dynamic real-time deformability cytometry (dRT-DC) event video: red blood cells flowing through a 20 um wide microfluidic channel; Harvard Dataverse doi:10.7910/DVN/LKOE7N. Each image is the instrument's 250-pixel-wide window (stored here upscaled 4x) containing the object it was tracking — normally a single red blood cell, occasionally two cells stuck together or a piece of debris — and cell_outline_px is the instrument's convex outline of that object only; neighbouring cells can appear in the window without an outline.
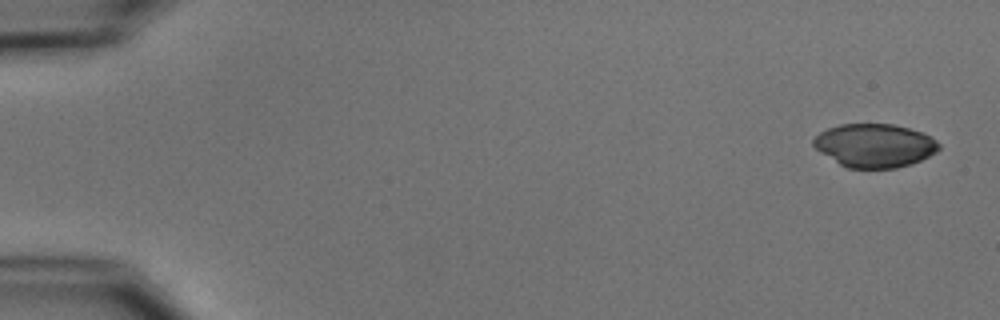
{"species": "common noctule bat (a hibernating species)", "species_latin": "Nyctalus noctula", "temperature_condition": "cold", "stored_images_in_passage": 4, "camera_frame_rate_fps": 3000, "um_per_image_px": 0.085, "animal": {"sex": "male", "body_mass_g": 15.6}, "frame": {"image": 1, "passage_image": 1, "time_ms": 0.0, "image_size_px": [1000, 320], "cell_outline_px": [[940, 148], [936, 152], [912, 164], [896, 168], [848, 168], [840, 164], [820, 152], [812, 144], [812, 140], [820, 132], [828, 128], [840, 124], [892, 124], [908, 128], [932, 136], [940, 144]], "centroid_in_image_um": [74.35, 12.37], "position_along_channel_um": 10.7, "area_um2": 31.73}}